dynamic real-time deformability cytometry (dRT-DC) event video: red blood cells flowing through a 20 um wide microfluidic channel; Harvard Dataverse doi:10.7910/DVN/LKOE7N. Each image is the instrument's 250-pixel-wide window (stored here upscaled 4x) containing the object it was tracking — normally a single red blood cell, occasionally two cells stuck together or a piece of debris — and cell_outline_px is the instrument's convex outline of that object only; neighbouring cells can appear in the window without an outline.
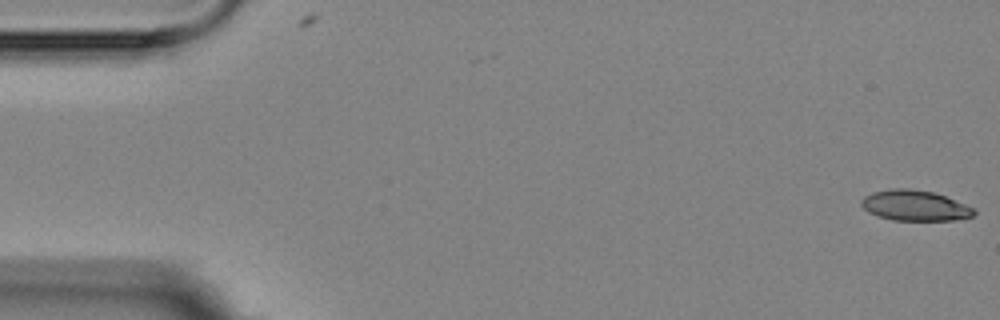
{"species": "Egyptian fruit bat (a non-hibernating species)", "species_latin": "Rousettus aegyptiacus", "temperature_condition": "room temperature", "stored_images_in_passage": 6, "camera_frame_rate_fps": 3000, "um_per_image_px": 0.085, "animal": {"sex": "female"}, "frame": {"image": 1, "passage_image": 1, "time_ms": 0.0, "image_size_px": [1000, 320], "cell_outline_px": [[976, 212], [972, 216], [956, 220], [892, 220], [876, 216], [868, 212], [860, 204], [860, 200], [864, 196], [872, 192], [892, 188], [908, 188], [932, 192], [944, 196], [976, 208]], "centroid_in_image_um": [77.74, 17.47], "position_along_channel_um": 7.3, "area_um2": 20.11}}
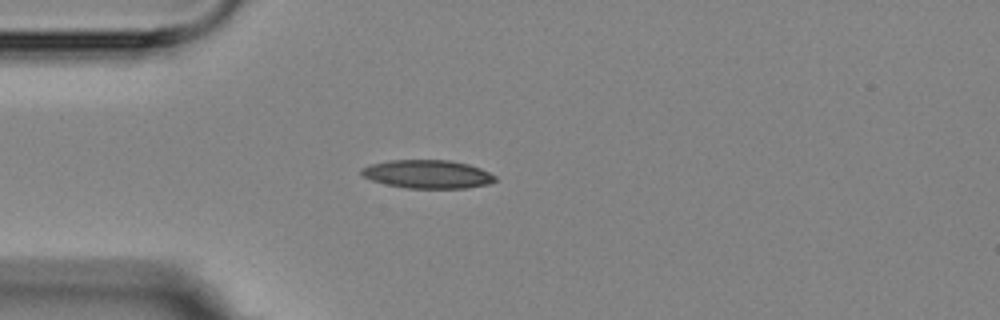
{"frame": {"image": 2, "passage_image": 5, "time_ms": 4.667, "image_size_px": [1000, 320], "cell_outline_px": [[496, 180], [488, 184], [468, 188], [408, 188], [388, 184], [372, 180], [364, 176], [360, 172], [360, 168], [372, 164], [388, 160], [448, 160], [468, 164], [480, 168], [496, 176]], "centroid_in_image_um": [36.35, 14.8], "position_along_channel_um": 48.6, "area_um2": 21.96}}